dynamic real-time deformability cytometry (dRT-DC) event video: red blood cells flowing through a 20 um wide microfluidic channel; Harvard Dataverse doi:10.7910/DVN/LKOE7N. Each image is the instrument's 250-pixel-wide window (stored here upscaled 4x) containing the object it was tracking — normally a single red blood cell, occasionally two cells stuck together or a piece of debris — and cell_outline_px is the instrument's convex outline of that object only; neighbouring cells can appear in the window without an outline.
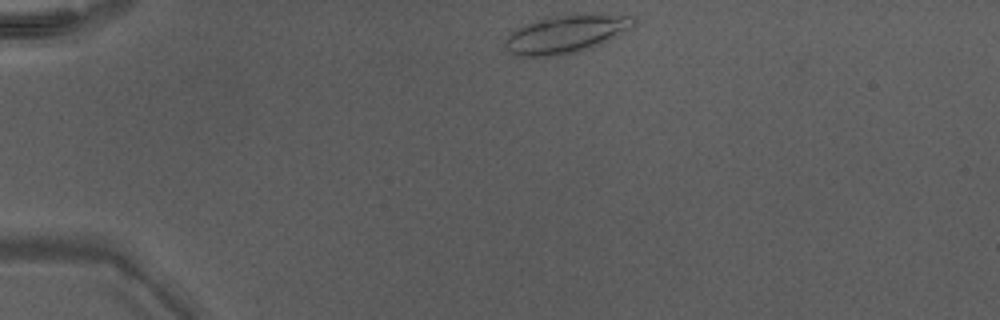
{"species": "Egyptian fruit bat (a non-hibernating species)", "species_latin": "Rousettus aegyptiacus", "temperature_condition": "warm", "stored_images_in_passage": 38, "camera_frame_rate_fps": 3000, "um_per_image_px": 0.085, "animal": {"sex": "male"}, "frame": {"image": 1, "passage_image": 1, "time_ms": 0.0, "image_size_px": [1000, 320], "cell_outline_px": [[636, 24], [632, 28], [616, 36], [588, 48], [564, 56], [516, 56], [508, 52], [504, 48], [504, 40], [516, 28], [544, 16], [556, 12], [636, 16]], "centroid_in_image_um": [48.07, 2.85], "position_along_channel_um": 36.9, "area_um2": 29.25}}
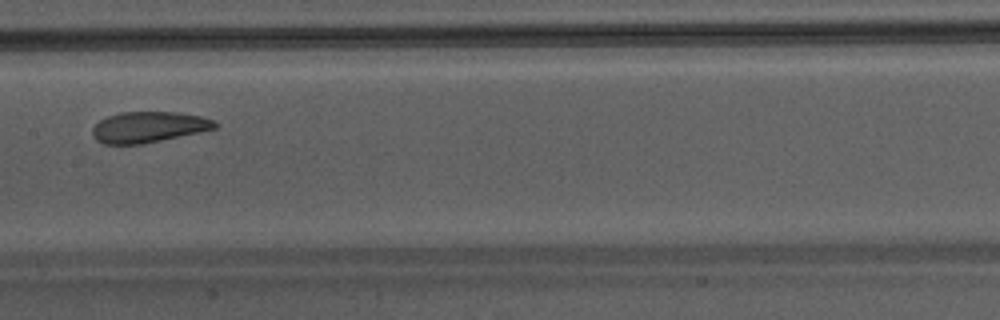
{"frame": {"image": 2, "passage_image": 16, "time_ms": 5.0, "image_size_px": [1000, 320], "cell_outline_px": [[216, 128], [200, 132], [140, 144], [104, 144], [96, 140], [92, 132], [92, 128], [100, 120], [108, 116], [120, 112], [176, 112], [200, 116], [216, 120]], "centroid_in_image_um": [12.62, 10.79], "position_along_channel_um": 194.8, "area_um2": 21.85}}
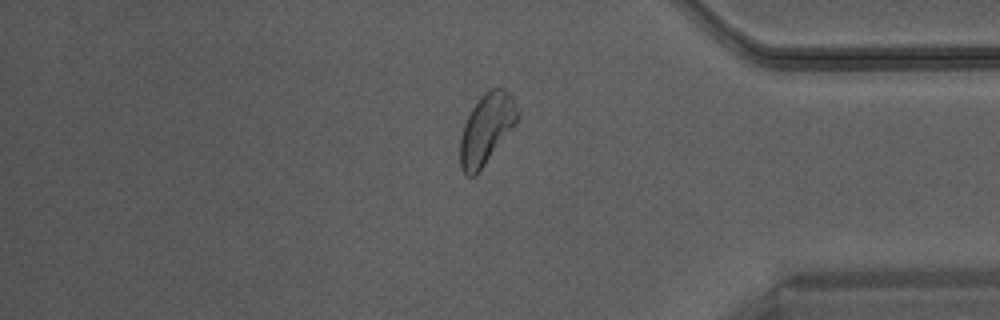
{"frame": {"image": 3, "passage_image": 31, "time_ms": 10.0, "image_size_px": [1000, 320], "cell_outline_px": [[520, 116], [516, 124], [476, 176], [464, 176], [460, 168], [460, 136], [464, 124], [472, 108], [480, 96], [484, 92], [492, 88], [504, 88], [512, 96], [520, 112]], "centroid_in_image_um": [41.36, 10.97], "position_along_channel_um": 393.8, "area_um2": 23.81}}